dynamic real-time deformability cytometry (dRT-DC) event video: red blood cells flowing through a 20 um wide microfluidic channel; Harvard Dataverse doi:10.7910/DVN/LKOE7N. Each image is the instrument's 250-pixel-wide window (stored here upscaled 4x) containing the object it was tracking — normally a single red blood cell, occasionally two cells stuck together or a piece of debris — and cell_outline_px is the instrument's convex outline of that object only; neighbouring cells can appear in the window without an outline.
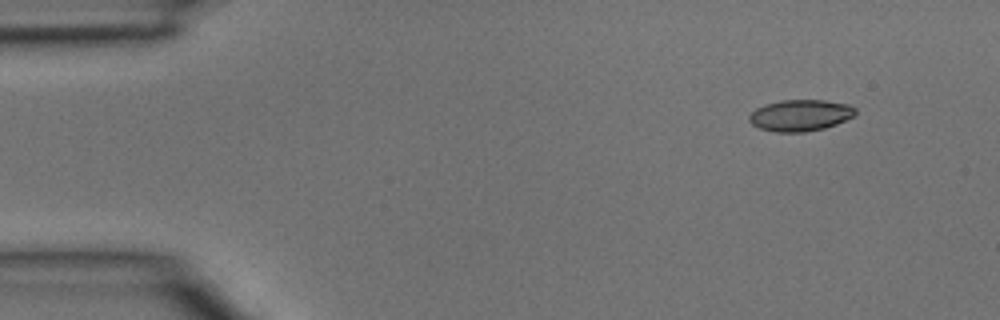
{"species": "common noctule bat (a hibernating species)", "species_latin": "Nyctalus noctula", "temperature_condition": "room temperature", "stored_images_in_passage": 3, "camera_frame_rate_fps": 3000, "um_per_image_px": 0.085, "animal": {"sex": "male", "body_mass_g": 15.6}, "frame": {"image": 1, "passage_image": 1, "time_ms": 0.0, "image_size_px": [1000, 320], "cell_outline_px": [[856, 116], [836, 124], [824, 128], [804, 132], [776, 132], [760, 128], [752, 124], [748, 120], [748, 116], [756, 108], [764, 104], [780, 100], [824, 100], [848, 104], [856, 108]], "centroid_in_image_um": [68.03, 9.8], "position_along_channel_um": 17.0, "area_um2": 19.59}}
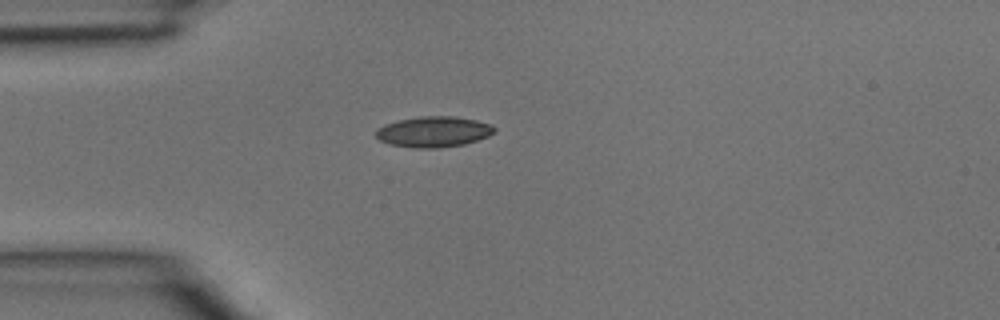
{"frame": {"image": 2, "passage_image": 3, "time_ms": 0.667, "image_size_px": [1000, 320], "cell_outline_px": [[496, 132], [488, 136], [464, 144], [440, 148], [412, 148], [388, 144], [380, 140], [376, 136], [376, 132], [384, 124], [400, 120], [420, 116], [456, 116], [476, 120], [488, 124], [496, 128]], "centroid_in_image_um": [36.86, 11.2], "position_along_channel_um": 48.1, "area_um2": 21.15}}